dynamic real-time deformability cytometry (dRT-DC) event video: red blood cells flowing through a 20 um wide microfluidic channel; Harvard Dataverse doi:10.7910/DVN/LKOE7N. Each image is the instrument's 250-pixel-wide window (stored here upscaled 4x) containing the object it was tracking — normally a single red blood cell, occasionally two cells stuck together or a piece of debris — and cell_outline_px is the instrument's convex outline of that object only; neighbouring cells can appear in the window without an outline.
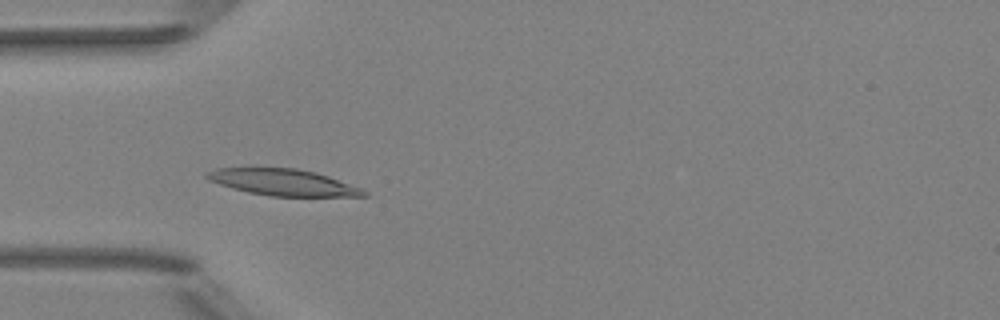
{"species": "Egyptian fruit bat (a non-hibernating species)", "species_latin": "Rousettus aegyptiacus", "temperature_condition": "room temperature", "stored_images_in_passage": 6, "camera_frame_rate_fps": 3000, "um_per_image_px": 0.085, "animal": {"sex": "female"}, "frame": {"image": 1, "passage_image": 4, "time_ms": 1.0, "image_size_px": [1000, 320], "cell_outline_px": [[368, 196], [272, 196], [248, 192], [232, 188], [208, 180], [204, 176], [204, 172], [216, 168], [252, 164], [296, 168], [316, 172], [328, 176], [360, 188], [368, 192]], "centroid_in_image_um": [23.91, 15.43], "position_along_channel_um": 61.1, "area_um2": 25.2}}
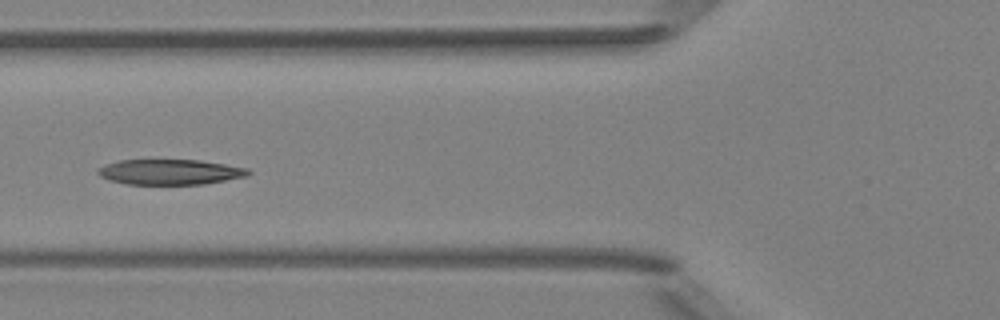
{"frame": {"image": 2, "passage_image": 5, "time_ms": 1.333, "image_size_px": [1000, 320], "cell_outline_px": [[252, 172], [248, 176], [204, 184], [128, 184], [108, 180], [100, 176], [96, 172], [96, 168], [104, 164], [120, 160], [200, 160], [248, 168]], "centroid_in_image_um": [14.43, 14.61], "position_along_channel_um": 111.4, "area_um2": 22.31}}
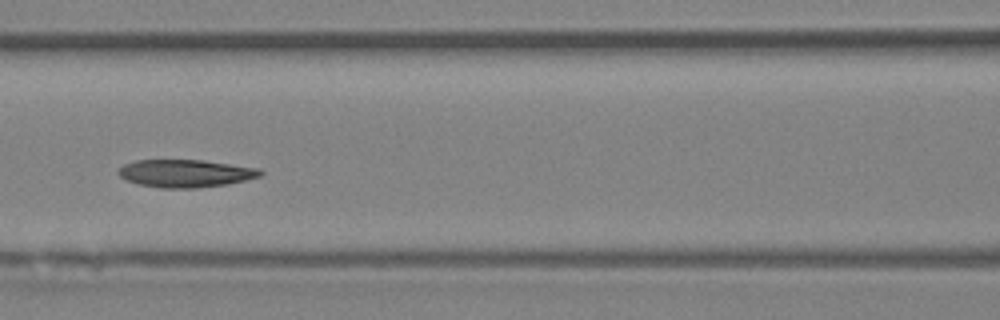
{"frame": {"image": 3, "passage_image": 6, "time_ms": 1.667, "image_size_px": [1000, 320], "cell_outline_px": [[264, 172], [260, 176], [228, 184], [196, 188], [160, 188], [140, 184], [124, 180], [116, 172], [124, 164], [136, 160], [204, 160], [260, 168]], "centroid_in_image_um": [15.76, 14.73], "position_along_channel_um": 150.8, "area_um2": 23.0}}